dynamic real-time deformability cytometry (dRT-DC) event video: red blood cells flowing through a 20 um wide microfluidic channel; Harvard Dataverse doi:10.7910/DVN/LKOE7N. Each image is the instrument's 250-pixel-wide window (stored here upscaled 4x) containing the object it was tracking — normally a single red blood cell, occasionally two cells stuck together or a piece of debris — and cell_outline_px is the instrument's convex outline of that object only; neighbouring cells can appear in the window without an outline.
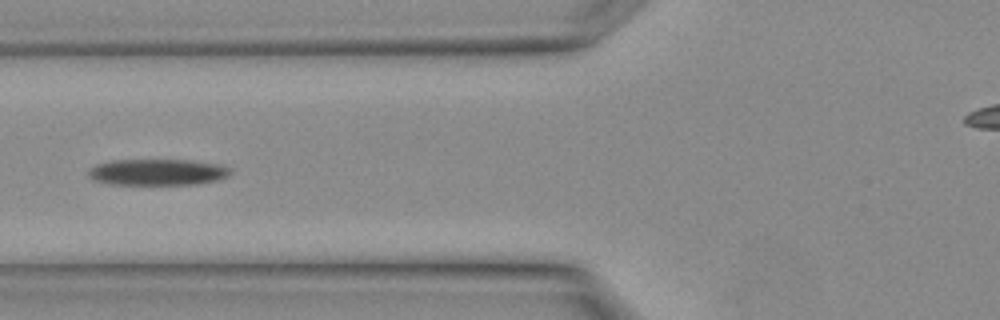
{"species": "Egyptian fruit bat (a non-hibernating species)", "species_latin": "Rousettus aegyptiacus", "temperature_condition": "warm", "stored_images_in_passage": 17, "camera_frame_rate_fps": 3000, "um_per_image_px": 0.085, "animal": {"sex": "female"}, "frame": {"image": 1, "passage_image": 12, "time_ms": 3.667, "image_size_px": [1000, 320], "cell_outline_px": [[232, 172], [228, 176], [216, 180], [196, 184], [112, 184], [92, 180], [88, 176], [88, 168], [96, 164], [112, 160], [188, 160], [224, 164], [232, 168]], "centroid_in_image_um": [13.4, 14.62], "position_along_channel_um": 112.4, "area_um2": 21.96}}